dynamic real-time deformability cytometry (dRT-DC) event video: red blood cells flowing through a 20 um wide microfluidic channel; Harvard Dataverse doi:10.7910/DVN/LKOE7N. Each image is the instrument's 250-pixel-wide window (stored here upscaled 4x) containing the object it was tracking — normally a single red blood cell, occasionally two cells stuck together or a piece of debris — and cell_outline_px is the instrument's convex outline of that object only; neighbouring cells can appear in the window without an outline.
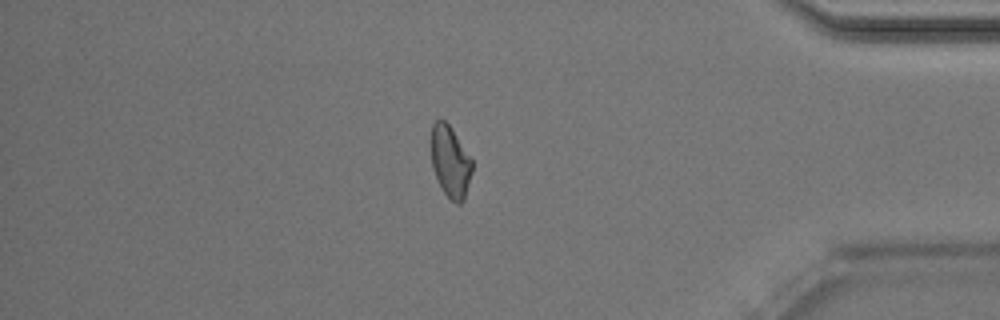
{"species": "Egyptian fruit bat (a non-hibernating species)", "species_latin": "Rousettus aegyptiacus", "temperature_condition": "room temperature", "stored_images_in_passage": 49, "camera_frame_rate_fps": 3000, "um_per_image_px": 0.085, "animal": {"sex": "male"}, "frame": {"image": 1, "passage_image": 42, "time_ms": 13.667, "image_size_px": [1000, 320], "cell_outline_px": [[472, 172], [464, 200], [460, 204], [456, 204], [444, 192], [432, 168], [432, 124], [436, 120], [444, 120], [452, 128], [472, 160]], "centroid_in_image_um": [38.29, 13.74], "position_along_channel_um": 396.9, "area_um2": 16.82}, "authors_computed_cell_mechanics": {"area_um2": 18.0336, "velocity_mm_per_s": 4.052, "shape_relaxation_time_tau1_ms": 11.0313, "shape_relaxation_time_tau2_ms": 5.9234, "deformation_change_tau1": 0.265, "deformation_change_tau2": 0.1424}}